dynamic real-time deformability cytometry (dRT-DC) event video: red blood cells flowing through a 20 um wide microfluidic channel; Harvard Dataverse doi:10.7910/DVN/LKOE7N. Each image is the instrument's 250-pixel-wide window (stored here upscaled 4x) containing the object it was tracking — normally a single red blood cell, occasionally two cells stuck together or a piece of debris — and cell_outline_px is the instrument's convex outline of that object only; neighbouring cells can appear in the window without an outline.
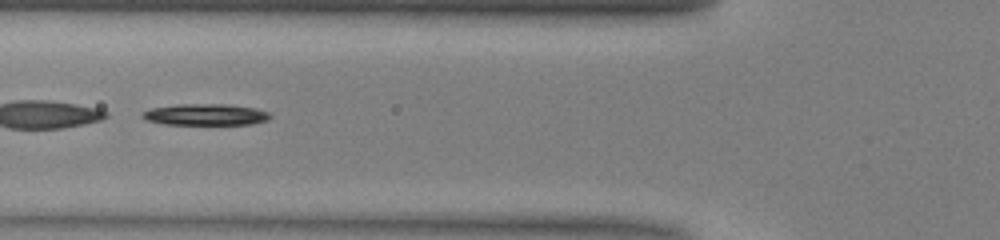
{"species": "common noctule bat (a hibernating species)", "species_latin": "Nyctalus noctula", "temperature_condition": "warm", "stored_images_in_passage": 49, "segment_of_instrument_passage": [2, 2], "camera_frame_rate_fps": 3000, "um_per_image_px": 0.085, "animal": {"sex": "male", "body_mass_g": 13.0, "forearm_length_mm": 53.1}, "frame": {"image": 1, "passage_image": 18, "time_ms": 5.667, "image_size_px": [1000, 240], "cell_outline_px": [[272, 116], [268, 120], [252, 124], [164, 124], [144, 120], [140, 116], [144, 112], [152, 108], [176, 104], [228, 104], [256, 108], [268, 112]], "centroid_in_image_um": [17.47, 9.73], "position_along_channel_um": 108.3, "area_um2": 16.01}}